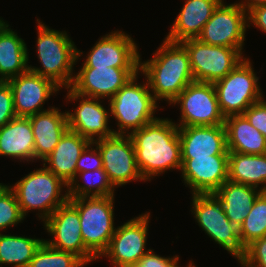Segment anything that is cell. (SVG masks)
Here are the masks:
<instances>
[{"instance_id": "6da1fadb", "label": "cell", "mask_w": 266, "mask_h": 267, "mask_svg": "<svg viewBox=\"0 0 266 267\" xmlns=\"http://www.w3.org/2000/svg\"><path fill=\"white\" fill-rule=\"evenodd\" d=\"M175 123L172 119L158 117L129 134L145 182L168 170H181V142Z\"/></svg>"}, {"instance_id": "7a4b0ae2", "label": "cell", "mask_w": 266, "mask_h": 267, "mask_svg": "<svg viewBox=\"0 0 266 267\" xmlns=\"http://www.w3.org/2000/svg\"><path fill=\"white\" fill-rule=\"evenodd\" d=\"M153 57L142 62L139 72L149 84L155 100L170 103L192 82L189 54L181 43L163 40Z\"/></svg>"}, {"instance_id": "3957f363", "label": "cell", "mask_w": 266, "mask_h": 267, "mask_svg": "<svg viewBox=\"0 0 266 267\" xmlns=\"http://www.w3.org/2000/svg\"><path fill=\"white\" fill-rule=\"evenodd\" d=\"M36 52L41 67L29 65V70L51 79L60 88H70L75 74L74 65L83 55L67 32L51 29L38 18Z\"/></svg>"}, {"instance_id": "277c9868", "label": "cell", "mask_w": 266, "mask_h": 267, "mask_svg": "<svg viewBox=\"0 0 266 267\" xmlns=\"http://www.w3.org/2000/svg\"><path fill=\"white\" fill-rule=\"evenodd\" d=\"M8 186L25 218L28 212L38 210L36 215L44 222L59 206L69 201L68 185L44 165Z\"/></svg>"}, {"instance_id": "5b68a950", "label": "cell", "mask_w": 266, "mask_h": 267, "mask_svg": "<svg viewBox=\"0 0 266 267\" xmlns=\"http://www.w3.org/2000/svg\"><path fill=\"white\" fill-rule=\"evenodd\" d=\"M140 72L132 77L108 101L111 118H115L118 127L114 134L129 135L134 130L156 120L159 103L150 91L147 80L137 82Z\"/></svg>"}, {"instance_id": "8992f818", "label": "cell", "mask_w": 266, "mask_h": 267, "mask_svg": "<svg viewBox=\"0 0 266 267\" xmlns=\"http://www.w3.org/2000/svg\"><path fill=\"white\" fill-rule=\"evenodd\" d=\"M114 199V196L69 198L80 216L84 245L97 261L115 233Z\"/></svg>"}, {"instance_id": "52a82bcc", "label": "cell", "mask_w": 266, "mask_h": 267, "mask_svg": "<svg viewBox=\"0 0 266 267\" xmlns=\"http://www.w3.org/2000/svg\"><path fill=\"white\" fill-rule=\"evenodd\" d=\"M222 114H243L264 96L251 59L244 58L230 73L214 83Z\"/></svg>"}, {"instance_id": "ba28073f", "label": "cell", "mask_w": 266, "mask_h": 267, "mask_svg": "<svg viewBox=\"0 0 266 267\" xmlns=\"http://www.w3.org/2000/svg\"><path fill=\"white\" fill-rule=\"evenodd\" d=\"M191 212L194 219L212 241L219 244L235 259L245 252L239 238V227L231 223L224 213L221 202L214 194H193Z\"/></svg>"}, {"instance_id": "9c48e42d", "label": "cell", "mask_w": 266, "mask_h": 267, "mask_svg": "<svg viewBox=\"0 0 266 267\" xmlns=\"http://www.w3.org/2000/svg\"><path fill=\"white\" fill-rule=\"evenodd\" d=\"M181 44L189 54L195 82L214 83L246 58L239 49L205 44L197 38L182 41Z\"/></svg>"}, {"instance_id": "30bf717a", "label": "cell", "mask_w": 266, "mask_h": 267, "mask_svg": "<svg viewBox=\"0 0 266 267\" xmlns=\"http://www.w3.org/2000/svg\"><path fill=\"white\" fill-rule=\"evenodd\" d=\"M179 105L178 127L224 125L213 83L192 82L171 103Z\"/></svg>"}, {"instance_id": "8fae6325", "label": "cell", "mask_w": 266, "mask_h": 267, "mask_svg": "<svg viewBox=\"0 0 266 267\" xmlns=\"http://www.w3.org/2000/svg\"><path fill=\"white\" fill-rule=\"evenodd\" d=\"M150 212L140 214L117 226L108 248L100 256L109 259L113 267H134L151 249H147Z\"/></svg>"}, {"instance_id": "7c38bea8", "label": "cell", "mask_w": 266, "mask_h": 267, "mask_svg": "<svg viewBox=\"0 0 266 267\" xmlns=\"http://www.w3.org/2000/svg\"><path fill=\"white\" fill-rule=\"evenodd\" d=\"M247 28L248 12L235 2L227 4L223 0L197 39L205 44L235 48L244 52L242 50Z\"/></svg>"}, {"instance_id": "4fadbf2b", "label": "cell", "mask_w": 266, "mask_h": 267, "mask_svg": "<svg viewBox=\"0 0 266 267\" xmlns=\"http://www.w3.org/2000/svg\"><path fill=\"white\" fill-rule=\"evenodd\" d=\"M101 153L103 169L114 188L132 181H143L136 162L135 149L129 135L114 134L93 141Z\"/></svg>"}, {"instance_id": "5bb4252c", "label": "cell", "mask_w": 266, "mask_h": 267, "mask_svg": "<svg viewBox=\"0 0 266 267\" xmlns=\"http://www.w3.org/2000/svg\"><path fill=\"white\" fill-rule=\"evenodd\" d=\"M43 224L53 239H44L49 246L78 256L86 265L97 260L84 245L78 210L69 201L59 206Z\"/></svg>"}, {"instance_id": "9a60e30c", "label": "cell", "mask_w": 266, "mask_h": 267, "mask_svg": "<svg viewBox=\"0 0 266 267\" xmlns=\"http://www.w3.org/2000/svg\"><path fill=\"white\" fill-rule=\"evenodd\" d=\"M65 89L68 92L65 96L66 101L79 102L78 106H75V109L66 111L68 129L75 131L91 142L114 135V129H111L108 125L111 117L109 104V109L106 110L101 104L102 99L82 96L74 92L71 88Z\"/></svg>"}, {"instance_id": "2e32d148", "label": "cell", "mask_w": 266, "mask_h": 267, "mask_svg": "<svg viewBox=\"0 0 266 267\" xmlns=\"http://www.w3.org/2000/svg\"><path fill=\"white\" fill-rule=\"evenodd\" d=\"M138 44L121 30L111 31L100 36L88 51L82 67L139 68L140 57Z\"/></svg>"}, {"instance_id": "e0dca14e", "label": "cell", "mask_w": 266, "mask_h": 267, "mask_svg": "<svg viewBox=\"0 0 266 267\" xmlns=\"http://www.w3.org/2000/svg\"><path fill=\"white\" fill-rule=\"evenodd\" d=\"M137 73L139 68L81 67L70 88L82 96L109 101Z\"/></svg>"}, {"instance_id": "ac0fdd59", "label": "cell", "mask_w": 266, "mask_h": 267, "mask_svg": "<svg viewBox=\"0 0 266 267\" xmlns=\"http://www.w3.org/2000/svg\"><path fill=\"white\" fill-rule=\"evenodd\" d=\"M181 177L191 194H213L228 180L229 155L181 158Z\"/></svg>"}, {"instance_id": "d6986e66", "label": "cell", "mask_w": 266, "mask_h": 267, "mask_svg": "<svg viewBox=\"0 0 266 267\" xmlns=\"http://www.w3.org/2000/svg\"><path fill=\"white\" fill-rule=\"evenodd\" d=\"M7 82L12 89L16 117H29L48 110L43 109L45 101L61 89L51 79L30 70Z\"/></svg>"}, {"instance_id": "ffe728a7", "label": "cell", "mask_w": 266, "mask_h": 267, "mask_svg": "<svg viewBox=\"0 0 266 267\" xmlns=\"http://www.w3.org/2000/svg\"><path fill=\"white\" fill-rule=\"evenodd\" d=\"M181 158L229 155L225 125L178 127Z\"/></svg>"}, {"instance_id": "44dd1931", "label": "cell", "mask_w": 266, "mask_h": 267, "mask_svg": "<svg viewBox=\"0 0 266 267\" xmlns=\"http://www.w3.org/2000/svg\"><path fill=\"white\" fill-rule=\"evenodd\" d=\"M29 119L34 135V157L36 161H43L52 153L68 129L67 112L49 106L48 110L31 115Z\"/></svg>"}, {"instance_id": "7402d4cb", "label": "cell", "mask_w": 266, "mask_h": 267, "mask_svg": "<svg viewBox=\"0 0 266 267\" xmlns=\"http://www.w3.org/2000/svg\"><path fill=\"white\" fill-rule=\"evenodd\" d=\"M223 0H185L182 9L164 38L170 42L181 43L200 36L204 25Z\"/></svg>"}, {"instance_id": "603a6c76", "label": "cell", "mask_w": 266, "mask_h": 267, "mask_svg": "<svg viewBox=\"0 0 266 267\" xmlns=\"http://www.w3.org/2000/svg\"><path fill=\"white\" fill-rule=\"evenodd\" d=\"M91 143L75 131L67 129L43 165L69 185L77 174V161Z\"/></svg>"}, {"instance_id": "cb8c5ba5", "label": "cell", "mask_w": 266, "mask_h": 267, "mask_svg": "<svg viewBox=\"0 0 266 267\" xmlns=\"http://www.w3.org/2000/svg\"><path fill=\"white\" fill-rule=\"evenodd\" d=\"M0 156L34 162V135L29 117H15L0 128Z\"/></svg>"}, {"instance_id": "d4e9b609", "label": "cell", "mask_w": 266, "mask_h": 267, "mask_svg": "<svg viewBox=\"0 0 266 267\" xmlns=\"http://www.w3.org/2000/svg\"><path fill=\"white\" fill-rule=\"evenodd\" d=\"M6 22L0 29V81H7L29 70L27 45Z\"/></svg>"}, {"instance_id": "484cf974", "label": "cell", "mask_w": 266, "mask_h": 267, "mask_svg": "<svg viewBox=\"0 0 266 267\" xmlns=\"http://www.w3.org/2000/svg\"><path fill=\"white\" fill-rule=\"evenodd\" d=\"M261 192L255 187L227 180L213 194L231 223L240 227Z\"/></svg>"}, {"instance_id": "4316f807", "label": "cell", "mask_w": 266, "mask_h": 267, "mask_svg": "<svg viewBox=\"0 0 266 267\" xmlns=\"http://www.w3.org/2000/svg\"><path fill=\"white\" fill-rule=\"evenodd\" d=\"M227 150L241 154H265L266 137L243 114L225 117Z\"/></svg>"}, {"instance_id": "83f0119b", "label": "cell", "mask_w": 266, "mask_h": 267, "mask_svg": "<svg viewBox=\"0 0 266 267\" xmlns=\"http://www.w3.org/2000/svg\"><path fill=\"white\" fill-rule=\"evenodd\" d=\"M228 180L266 191V153L229 152Z\"/></svg>"}, {"instance_id": "f1b7e54d", "label": "cell", "mask_w": 266, "mask_h": 267, "mask_svg": "<svg viewBox=\"0 0 266 267\" xmlns=\"http://www.w3.org/2000/svg\"><path fill=\"white\" fill-rule=\"evenodd\" d=\"M44 242V239L2 234L0 232V267L11 265L12 267H28L36 250Z\"/></svg>"}, {"instance_id": "f546056e", "label": "cell", "mask_w": 266, "mask_h": 267, "mask_svg": "<svg viewBox=\"0 0 266 267\" xmlns=\"http://www.w3.org/2000/svg\"><path fill=\"white\" fill-rule=\"evenodd\" d=\"M82 180L83 184L79 182ZM115 188L103 168L76 174L68 185L69 198L115 196Z\"/></svg>"}, {"instance_id": "4dcf8cb0", "label": "cell", "mask_w": 266, "mask_h": 267, "mask_svg": "<svg viewBox=\"0 0 266 267\" xmlns=\"http://www.w3.org/2000/svg\"><path fill=\"white\" fill-rule=\"evenodd\" d=\"M266 236V191L256 198L250 212L239 227L241 244L246 248L254 240Z\"/></svg>"}, {"instance_id": "1f68e13d", "label": "cell", "mask_w": 266, "mask_h": 267, "mask_svg": "<svg viewBox=\"0 0 266 267\" xmlns=\"http://www.w3.org/2000/svg\"><path fill=\"white\" fill-rule=\"evenodd\" d=\"M78 256L49 246L45 241L36 250L28 267H84Z\"/></svg>"}, {"instance_id": "d6a6232c", "label": "cell", "mask_w": 266, "mask_h": 267, "mask_svg": "<svg viewBox=\"0 0 266 267\" xmlns=\"http://www.w3.org/2000/svg\"><path fill=\"white\" fill-rule=\"evenodd\" d=\"M14 192L8 184L0 183V231L7 230L24 221Z\"/></svg>"}, {"instance_id": "836d02e7", "label": "cell", "mask_w": 266, "mask_h": 267, "mask_svg": "<svg viewBox=\"0 0 266 267\" xmlns=\"http://www.w3.org/2000/svg\"><path fill=\"white\" fill-rule=\"evenodd\" d=\"M240 261L247 267H266V236L249 244Z\"/></svg>"}, {"instance_id": "e575fe53", "label": "cell", "mask_w": 266, "mask_h": 267, "mask_svg": "<svg viewBox=\"0 0 266 267\" xmlns=\"http://www.w3.org/2000/svg\"><path fill=\"white\" fill-rule=\"evenodd\" d=\"M15 117L12 89L7 81H0V128Z\"/></svg>"}, {"instance_id": "d590c367", "label": "cell", "mask_w": 266, "mask_h": 267, "mask_svg": "<svg viewBox=\"0 0 266 267\" xmlns=\"http://www.w3.org/2000/svg\"><path fill=\"white\" fill-rule=\"evenodd\" d=\"M95 147V148H94ZM77 173L93 171L103 168L101 153L96 145L91 142L82 152L77 161Z\"/></svg>"}, {"instance_id": "8d00e7d4", "label": "cell", "mask_w": 266, "mask_h": 267, "mask_svg": "<svg viewBox=\"0 0 266 267\" xmlns=\"http://www.w3.org/2000/svg\"><path fill=\"white\" fill-rule=\"evenodd\" d=\"M243 115L255 129L266 137V100L264 97L253 103Z\"/></svg>"}, {"instance_id": "74e56055", "label": "cell", "mask_w": 266, "mask_h": 267, "mask_svg": "<svg viewBox=\"0 0 266 267\" xmlns=\"http://www.w3.org/2000/svg\"><path fill=\"white\" fill-rule=\"evenodd\" d=\"M178 263L179 255L163 257L151 249L134 267H181Z\"/></svg>"}, {"instance_id": "f35d334b", "label": "cell", "mask_w": 266, "mask_h": 267, "mask_svg": "<svg viewBox=\"0 0 266 267\" xmlns=\"http://www.w3.org/2000/svg\"><path fill=\"white\" fill-rule=\"evenodd\" d=\"M251 25L266 33V4L255 6L248 11V28Z\"/></svg>"}, {"instance_id": "ab89813d", "label": "cell", "mask_w": 266, "mask_h": 267, "mask_svg": "<svg viewBox=\"0 0 266 267\" xmlns=\"http://www.w3.org/2000/svg\"><path fill=\"white\" fill-rule=\"evenodd\" d=\"M240 5L246 12L252 9L255 6L266 4V0H241L240 2H236Z\"/></svg>"}, {"instance_id": "60d3db41", "label": "cell", "mask_w": 266, "mask_h": 267, "mask_svg": "<svg viewBox=\"0 0 266 267\" xmlns=\"http://www.w3.org/2000/svg\"><path fill=\"white\" fill-rule=\"evenodd\" d=\"M6 23V21L0 17V29L3 27V25Z\"/></svg>"}, {"instance_id": "b9f144b4", "label": "cell", "mask_w": 266, "mask_h": 267, "mask_svg": "<svg viewBox=\"0 0 266 267\" xmlns=\"http://www.w3.org/2000/svg\"><path fill=\"white\" fill-rule=\"evenodd\" d=\"M186 267H196L195 264L190 260Z\"/></svg>"}, {"instance_id": "7bdbcfd3", "label": "cell", "mask_w": 266, "mask_h": 267, "mask_svg": "<svg viewBox=\"0 0 266 267\" xmlns=\"http://www.w3.org/2000/svg\"><path fill=\"white\" fill-rule=\"evenodd\" d=\"M238 262H239V264H241L242 267H247L240 260H238Z\"/></svg>"}]
</instances>
